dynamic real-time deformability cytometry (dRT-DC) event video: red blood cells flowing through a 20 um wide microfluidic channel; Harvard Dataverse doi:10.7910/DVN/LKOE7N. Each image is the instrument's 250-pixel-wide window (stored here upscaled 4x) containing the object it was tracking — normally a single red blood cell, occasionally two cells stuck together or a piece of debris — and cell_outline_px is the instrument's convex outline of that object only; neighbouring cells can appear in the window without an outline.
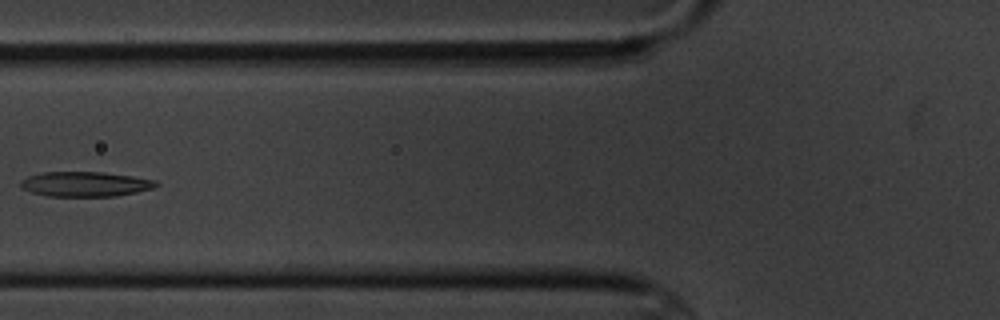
{"species": "common noctule bat (a hibernating species)", "species_latin": "Nyctalus noctula", "temperature_condition": "cold", "stored_images_in_passage": 5, "camera_frame_rate_fps": 3000, "um_per_image_px": 0.085, "animal": {"sex": "male", "body_mass_g": 20.1, "forearm_length_mm": 53.5}, "frame": {"image": 1, "passage_image": 5, "time_ms": 6.333, "image_size_px": [1000, 320], "cell_outline_px": [[160, 184], [156, 188], [116, 196], [48, 196], [32, 192], [20, 188], [20, 180], [28, 176], [40, 172], [104, 172], [132, 176], [156, 180]], "centroid_in_image_um": [7.25, 15.64], "position_along_channel_um": 118.5, "area_um2": 19.83}}